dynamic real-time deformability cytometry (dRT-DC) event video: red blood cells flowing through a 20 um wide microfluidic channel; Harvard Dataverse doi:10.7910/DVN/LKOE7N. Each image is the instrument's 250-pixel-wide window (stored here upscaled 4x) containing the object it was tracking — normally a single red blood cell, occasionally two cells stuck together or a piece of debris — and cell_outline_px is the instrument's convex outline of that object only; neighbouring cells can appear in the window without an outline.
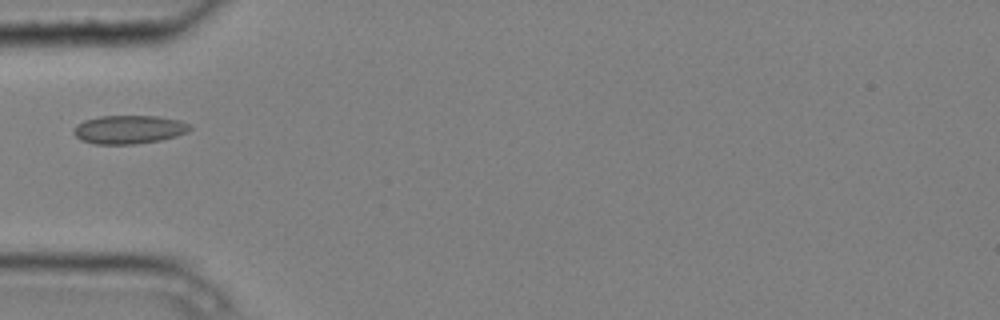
{"species": "common noctule bat (a hibernating species)", "species_latin": "Nyctalus noctula", "temperature_condition": "cold", "stored_images_in_passage": 5, "camera_frame_rate_fps": 3000, "um_per_image_px": 0.085, "animal": {"sex": "male", "body_mass_g": 20.4}, "frame": {"image": 1, "passage_image": 5, "time_ms": 1.333, "image_size_px": [1000, 320], "cell_outline_px": [[192, 128], [188, 132], [176, 136], [160, 140], [132, 144], [96, 144], [80, 140], [72, 132], [76, 124], [84, 120], [100, 116], [156, 116], [180, 120], [192, 124]], "centroid_in_image_um": [10.97, 11.0], "position_along_channel_um": 74.0, "area_um2": 19.42}}